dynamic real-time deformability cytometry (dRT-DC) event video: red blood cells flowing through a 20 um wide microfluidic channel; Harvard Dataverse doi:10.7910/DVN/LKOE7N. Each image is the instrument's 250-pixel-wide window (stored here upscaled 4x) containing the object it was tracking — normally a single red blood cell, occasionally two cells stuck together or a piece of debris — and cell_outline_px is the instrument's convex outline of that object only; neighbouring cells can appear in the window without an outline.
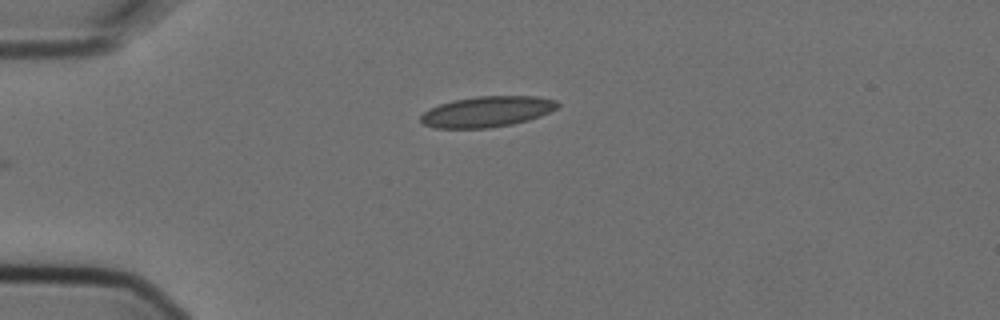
{"species": "Egyptian fruit bat (a non-hibernating species)", "species_latin": "Rousettus aegyptiacus", "temperature_condition": "cold", "stored_images_in_passage": 2, "camera_frame_rate_fps": 3000, "um_per_image_px": 0.085, "animal": {"sex": "female"}, "frame": {"image": 1, "passage_image": 2, "time_ms": 0.333, "image_size_px": [1000, 320], "cell_outline_px": [[560, 104], [556, 108], [540, 116], [528, 120], [512, 124], [488, 128], [436, 128], [424, 124], [420, 120], [420, 116], [424, 112], [440, 104], [452, 100], [476, 96], [536, 96], [556, 100]], "centroid_in_image_um": [41.4, 9.48], "position_along_channel_um": 43.6, "area_um2": 24.39}}